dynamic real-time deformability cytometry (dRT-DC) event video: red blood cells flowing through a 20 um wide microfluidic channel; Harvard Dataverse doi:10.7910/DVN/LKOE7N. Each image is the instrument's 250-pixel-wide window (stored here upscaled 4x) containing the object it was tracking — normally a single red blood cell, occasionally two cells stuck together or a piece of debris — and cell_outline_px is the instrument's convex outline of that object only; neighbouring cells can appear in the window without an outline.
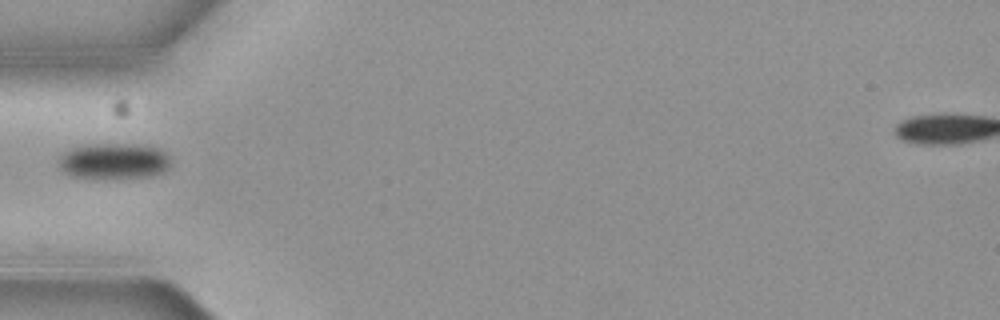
{"species": "common noctule bat (a hibernating species)", "species_latin": "Nyctalus noctula", "temperature_condition": "cold", "stored_images_in_passage": 1, "camera_frame_rate_fps": 3000, "um_per_image_px": 0.085, "animal": {"sex": "female", "body_mass_g": 19.3, "forearm_length_mm": 54.1}, "frame": {"image": 1, "passage_image": 1, "time_ms": 0.0, "image_size_px": [1000, 320], "cell_outline_px": [[172, 160], [168, 168], [164, 172], [152, 176], [72, 176], [64, 172], [60, 168], [60, 156], [64, 152], [72, 148], [84, 144], [148, 144], [160, 148]], "centroid_in_image_um": [9.74, 13.64], "position_along_channel_um": 75.3, "area_um2": 23.06}}